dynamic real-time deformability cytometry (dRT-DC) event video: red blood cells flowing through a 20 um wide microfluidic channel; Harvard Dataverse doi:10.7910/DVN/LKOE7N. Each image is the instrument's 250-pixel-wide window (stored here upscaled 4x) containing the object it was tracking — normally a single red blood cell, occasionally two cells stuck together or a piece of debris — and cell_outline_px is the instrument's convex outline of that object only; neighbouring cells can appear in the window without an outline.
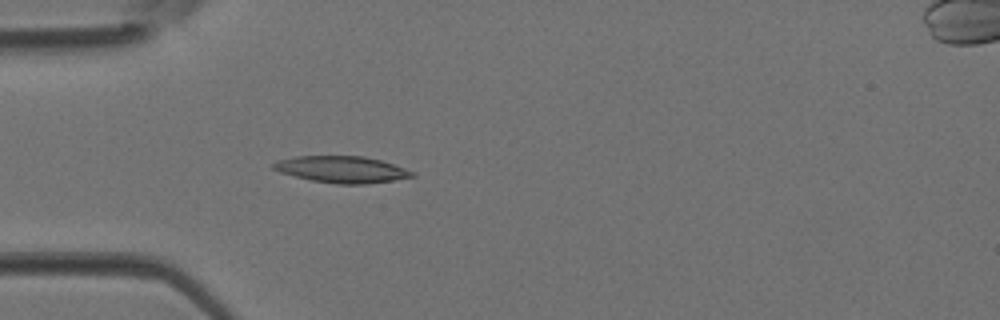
{"species": "Egyptian fruit bat (a non-hibernating species)", "species_latin": "Rousettus aegyptiacus", "temperature_condition": "room temperature", "stored_images_in_passage": 3, "camera_frame_rate_fps": 3000, "um_per_image_px": 0.085, "animal": {"sex": "female"}, "frame": {"image": 1, "passage_image": 3, "time_ms": 0.667, "image_size_px": [1000, 320], "cell_outline_px": [[416, 176], [392, 180], [364, 184], [336, 184], [312, 180], [280, 172], [272, 168], [272, 164], [276, 160], [296, 156], [364, 156], [380, 160], [416, 172]], "centroid_in_image_um": [29.04, 14.39], "position_along_channel_um": 56.0, "area_um2": 21.39}}